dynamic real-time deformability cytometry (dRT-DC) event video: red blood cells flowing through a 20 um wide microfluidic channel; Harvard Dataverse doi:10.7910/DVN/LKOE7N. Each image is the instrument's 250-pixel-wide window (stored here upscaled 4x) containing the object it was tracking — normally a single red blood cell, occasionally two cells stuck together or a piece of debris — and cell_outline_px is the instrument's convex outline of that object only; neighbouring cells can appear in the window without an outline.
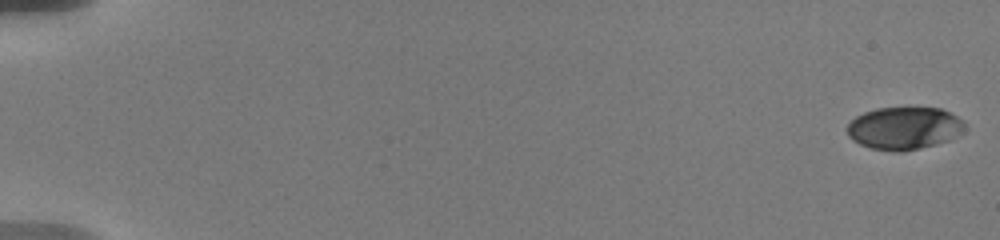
{"species": "human", "species_latin": "Homo sapiens", "temperature_condition": "warm", "stored_images_in_passage": 68, "camera_frame_rate_fps": 3000, "um_per_image_px": 0.085, "donor": {"sex": "male"}, "frame": {"image": 1, "passage_image": 1, "time_ms": 0.0, "image_size_px": [1000, 240], "cell_outline_px": [[964, 128], [956, 136], [948, 140], [936, 144], [916, 148], [872, 148], [860, 144], [852, 140], [848, 136], [848, 124], [856, 116], [864, 112], [876, 108], [940, 108], [964, 120]], "centroid_in_image_um": [76.85, 10.84], "position_along_channel_um": 8.2, "area_um2": 28.15}}
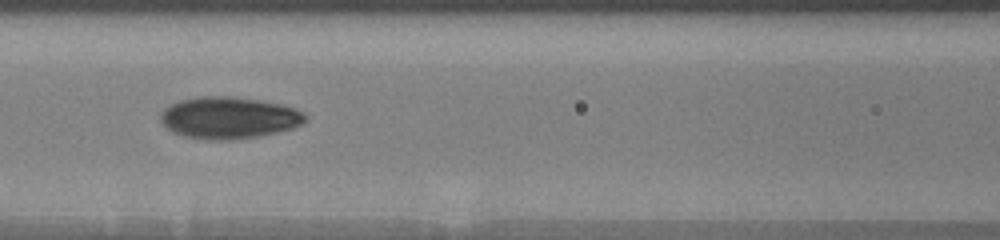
{"frame": {"image": 2, "passage_image": 29, "time_ms": 9.0, "image_size_px": [1000, 240], "cell_outline_px": [[308, 120], [292, 128], [260, 136], [232, 140], [208, 140], [184, 136], [172, 132], [160, 120], [160, 112], [164, 108], [180, 100], [196, 96], [232, 96], [260, 100], [280, 104], [296, 108], [308, 116]], "centroid_in_image_um": [19.45, 10.0], "position_along_channel_um": 147.1, "area_um2": 35.49}}
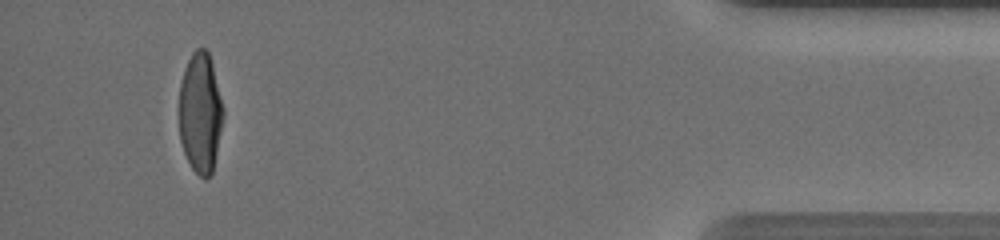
{"frame": {"image": 3, "passage_image": 66, "time_ms": 18.0, "image_size_px": [1000, 240], "cell_outline_px": [[224, 116], [212, 172], [204, 180], [192, 168], [184, 152], [180, 140], [180, 84], [184, 68], [192, 52], [196, 48], [204, 48], [208, 52], [212, 64], [224, 108]], "centroid_in_image_um": [17.03, 9.57], "position_along_channel_um": 418.2, "area_um2": 30.75}, "authors_computed_cell_mechanics": {"area_um2": 32.7148, "velocity_mm_per_s": 3.6055, "shape_relaxation_time_tau1_ms": 3.9959, "shape_relaxation_time_tau2_ms": 1.5572, "deformation_change_tau1": 0.1903, "deformation_change_tau2": 0.0614}}